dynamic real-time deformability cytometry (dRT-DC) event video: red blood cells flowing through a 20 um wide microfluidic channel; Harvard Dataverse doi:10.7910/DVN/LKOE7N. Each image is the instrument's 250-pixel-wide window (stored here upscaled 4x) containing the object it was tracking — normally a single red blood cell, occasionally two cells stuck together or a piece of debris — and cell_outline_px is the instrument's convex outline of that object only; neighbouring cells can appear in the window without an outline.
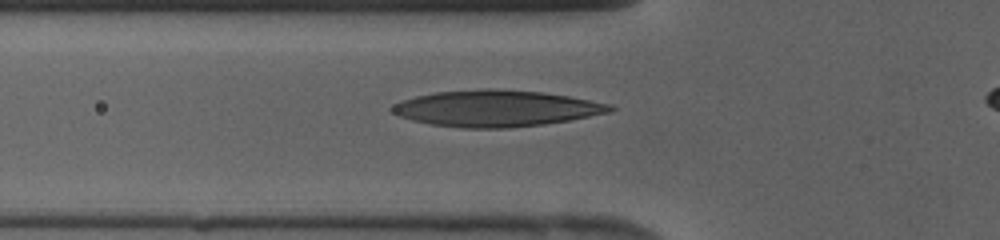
{"species": "human", "species_latin": "Homo sapiens", "temperature_condition": "cold", "stored_images_in_passage": 32, "camera_frame_rate_fps": 3000, "um_per_image_px": 0.085, "donor": {"sex": "female"}, "frame": {"image": 1, "passage_image": 9, "time_ms": 2.667, "image_size_px": [1000, 240], "cell_outline_px": [[616, 108], [612, 112], [568, 120], [544, 124], [508, 128], [464, 128], [432, 124], [412, 120], [400, 116], [392, 112], [388, 108], [400, 100], [416, 96], [436, 92], [488, 88], [544, 92], [568, 96], [612, 104]], "centroid_in_image_um": [42.18, 9.21], "position_along_channel_um": 83.6, "area_um2": 46.12}}
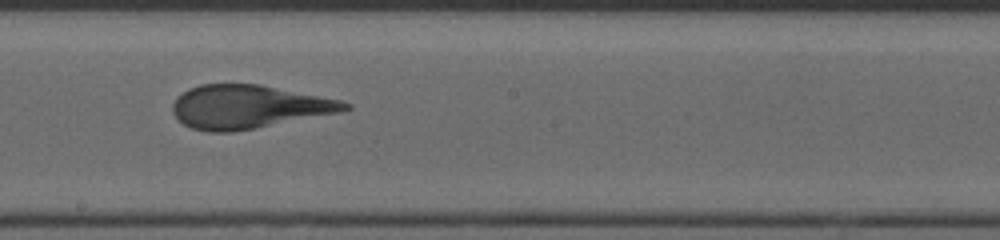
{"frame": {"image": 2, "passage_image": 18, "time_ms": 5.667, "image_size_px": [1000, 240], "cell_outline_px": [[352, 108], [340, 112], [252, 128], [228, 132], [208, 132], [192, 128], [184, 124], [172, 112], [172, 104], [188, 88], [200, 84], [260, 84], [340, 100], [352, 104]], "centroid_in_image_um": [21.11, 9.06], "position_along_channel_um": 227.1, "area_um2": 43.0}}
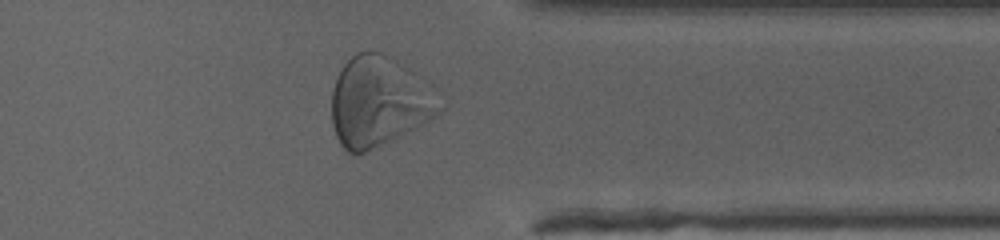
{"frame": {"image": 3, "passage_image": 28, "time_ms": 9.0, "image_size_px": [1000, 240], "cell_outline_px": [[444, 108], [436, 116], [356, 156], [348, 152], [340, 144], [336, 136], [332, 124], [332, 88], [344, 64], [356, 52], [368, 48], [380, 52]], "centroid_in_image_um": [31.99, 8.71], "position_along_channel_um": 379.4, "area_um2": 53.06}}